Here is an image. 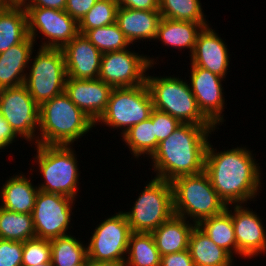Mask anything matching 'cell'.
Instances as JSON below:
<instances>
[{"label": "cell", "instance_id": "7402d4cb", "mask_svg": "<svg viewBox=\"0 0 266 266\" xmlns=\"http://www.w3.org/2000/svg\"><path fill=\"white\" fill-rule=\"evenodd\" d=\"M25 173L18 172L9 177L0 190V207L17 213L32 214L36 195L39 191Z\"/></svg>", "mask_w": 266, "mask_h": 266}, {"label": "cell", "instance_id": "484cf974", "mask_svg": "<svg viewBox=\"0 0 266 266\" xmlns=\"http://www.w3.org/2000/svg\"><path fill=\"white\" fill-rule=\"evenodd\" d=\"M28 36L27 13L23 6H6L0 11V53Z\"/></svg>", "mask_w": 266, "mask_h": 266}, {"label": "cell", "instance_id": "44dd1931", "mask_svg": "<svg viewBox=\"0 0 266 266\" xmlns=\"http://www.w3.org/2000/svg\"><path fill=\"white\" fill-rule=\"evenodd\" d=\"M35 42L28 35L21 43L0 53V89L23 85Z\"/></svg>", "mask_w": 266, "mask_h": 266}, {"label": "cell", "instance_id": "7bdbcfd3", "mask_svg": "<svg viewBox=\"0 0 266 266\" xmlns=\"http://www.w3.org/2000/svg\"><path fill=\"white\" fill-rule=\"evenodd\" d=\"M7 6H24L29 0H3Z\"/></svg>", "mask_w": 266, "mask_h": 266}, {"label": "cell", "instance_id": "2e32d148", "mask_svg": "<svg viewBox=\"0 0 266 266\" xmlns=\"http://www.w3.org/2000/svg\"><path fill=\"white\" fill-rule=\"evenodd\" d=\"M189 85L199 110L217 128L224 124L225 93L223 77L197 66H190ZM225 105V106H224Z\"/></svg>", "mask_w": 266, "mask_h": 266}, {"label": "cell", "instance_id": "5bb4252c", "mask_svg": "<svg viewBox=\"0 0 266 266\" xmlns=\"http://www.w3.org/2000/svg\"><path fill=\"white\" fill-rule=\"evenodd\" d=\"M75 201L61 194L39 190L32 211L36 237L52 240L69 235Z\"/></svg>", "mask_w": 266, "mask_h": 266}, {"label": "cell", "instance_id": "8d00e7d4", "mask_svg": "<svg viewBox=\"0 0 266 266\" xmlns=\"http://www.w3.org/2000/svg\"><path fill=\"white\" fill-rule=\"evenodd\" d=\"M23 242L0 239V266H22Z\"/></svg>", "mask_w": 266, "mask_h": 266}, {"label": "cell", "instance_id": "7c38bea8", "mask_svg": "<svg viewBox=\"0 0 266 266\" xmlns=\"http://www.w3.org/2000/svg\"><path fill=\"white\" fill-rule=\"evenodd\" d=\"M0 113L20 140L38 144L39 105L24 84L0 89Z\"/></svg>", "mask_w": 266, "mask_h": 266}, {"label": "cell", "instance_id": "277c9868", "mask_svg": "<svg viewBox=\"0 0 266 266\" xmlns=\"http://www.w3.org/2000/svg\"><path fill=\"white\" fill-rule=\"evenodd\" d=\"M72 147V148H71ZM36 148V149H35ZM34 162L44 182L39 190L57 193L76 200L79 184V163L73 146L36 144ZM41 173V174H40Z\"/></svg>", "mask_w": 266, "mask_h": 266}, {"label": "cell", "instance_id": "d590c367", "mask_svg": "<svg viewBox=\"0 0 266 266\" xmlns=\"http://www.w3.org/2000/svg\"><path fill=\"white\" fill-rule=\"evenodd\" d=\"M182 123L168 113L153 109V125L156 136V150L161 141L172 134Z\"/></svg>", "mask_w": 266, "mask_h": 266}, {"label": "cell", "instance_id": "bcb514c9", "mask_svg": "<svg viewBox=\"0 0 266 266\" xmlns=\"http://www.w3.org/2000/svg\"><path fill=\"white\" fill-rule=\"evenodd\" d=\"M7 5L4 3L3 0H0V11L3 10Z\"/></svg>", "mask_w": 266, "mask_h": 266}, {"label": "cell", "instance_id": "d6a6232c", "mask_svg": "<svg viewBox=\"0 0 266 266\" xmlns=\"http://www.w3.org/2000/svg\"><path fill=\"white\" fill-rule=\"evenodd\" d=\"M84 35L101 53L132 47L116 23L88 30Z\"/></svg>", "mask_w": 266, "mask_h": 266}, {"label": "cell", "instance_id": "3957f363", "mask_svg": "<svg viewBox=\"0 0 266 266\" xmlns=\"http://www.w3.org/2000/svg\"><path fill=\"white\" fill-rule=\"evenodd\" d=\"M95 128L65 92L39 106L38 144L73 146Z\"/></svg>", "mask_w": 266, "mask_h": 266}, {"label": "cell", "instance_id": "ee69618b", "mask_svg": "<svg viewBox=\"0 0 266 266\" xmlns=\"http://www.w3.org/2000/svg\"><path fill=\"white\" fill-rule=\"evenodd\" d=\"M87 266H124V265H117L113 263L93 262L89 260Z\"/></svg>", "mask_w": 266, "mask_h": 266}, {"label": "cell", "instance_id": "ac0fdd59", "mask_svg": "<svg viewBox=\"0 0 266 266\" xmlns=\"http://www.w3.org/2000/svg\"><path fill=\"white\" fill-rule=\"evenodd\" d=\"M113 87L97 79H66L64 92L94 123L104 113Z\"/></svg>", "mask_w": 266, "mask_h": 266}, {"label": "cell", "instance_id": "74e56055", "mask_svg": "<svg viewBox=\"0 0 266 266\" xmlns=\"http://www.w3.org/2000/svg\"><path fill=\"white\" fill-rule=\"evenodd\" d=\"M98 0H67L65 11L78 23Z\"/></svg>", "mask_w": 266, "mask_h": 266}, {"label": "cell", "instance_id": "83f0119b", "mask_svg": "<svg viewBox=\"0 0 266 266\" xmlns=\"http://www.w3.org/2000/svg\"><path fill=\"white\" fill-rule=\"evenodd\" d=\"M122 141L129 148L134 160H139L140 156L149 158L156 151V136L153 125V110L150 117L132 126L122 136Z\"/></svg>", "mask_w": 266, "mask_h": 266}, {"label": "cell", "instance_id": "d4e9b609", "mask_svg": "<svg viewBox=\"0 0 266 266\" xmlns=\"http://www.w3.org/2000/svg\"><path fill=\"white\" fill-rule=\"evenodd\" d=\"M188 249L195 266H234V258L217 246L197 225L191 231Z\"/></svg>", "mask_w": 266, "mask_h": 266}, {"label": "cell", "instance_id": "4316f807", "mask_svg": "<svg viewBox=\"0 0 266 266\" xmlns=\"http://www.w3.org/2000/svg\"><path fill=\"white\" fill-rule=\"evenodd\" d=\"M217 246L236 257V237L231 214L223 213L206 218L197 225ZM235 255V257H234Z\"/></svg>", "mask_w": 266, "mask_h": 266}, {"label": "cell", "instance_id": "8992f818", "mask_svg": "<svg viewBox=\"0 0 266 266\" xmlns=\"http://www.w3.org/2000/svg\"><path fill=\"white\" fill-rule=\"evenodd\" d=\"M145 83L152 97L154 109L168 113L181 123L213 125L199 110L186 77L183 80L174 74L149 76L147 71Z\"/></svg>", "mask_w": 266, "mask_h": 266}, {"label": "cell", "instance_id": "7a4b0ae2", "mask_svg": "<svg viewBox=\"0 0 266 266\" xmlns=\"http://www.w3.org/2000/svg\"><path fill=\"white\" fill-rule=\"evenodd\" d=\"M216 129L219 127L182 123L149 158L154 177L171 182L179 176L203 172L206 148Z\"/></svg>", "mask_w": 266, "mask_h": 266}, {"label": "cell", "instance_id": "9a60e30c", "mask_svg": "<svg viewBox=\"0 0 266 266\" xmlns=\"http://www.w3.org/2000/svg\"><path fill=\"white\" fill-rule=\"evenodd\" d=\"M226 210L234 225L237 257L247 260L266 254V227L256 211L247 204L228 205Z\"/></svg>", "mask_w": 266, "mask_h": 266}, {"label": "cell", "instance_id": "f6af8a7d", "mask_svg": "<svg viewBox=\"0 0 266 266\" xmlns=\"http://www.w3.org/2000/svg\"><path fill=\"white\" fill-rule=\"evenodd\" d=\"M22 266H25V265H22ZM32 266H53V263H52V261H50V262H47L44 264H38V265H32Z\"/></svg>", "mask_w": 266, "mask_h": 266}, {"label": "cell", "instance_id": "e575fe53", "mask_svg": "<svg viewBox=\"0 0 266 266\" xmlns=\"http://www.w3.org/2000/svg\"><path fill=\"white\" fill-rule=\"evenodd\" d=\"M51 261L50 240L34 237L23 242L22 265L32 266Z\"/></svg>", "mask_w": 266, "mask_h": 266}, {"label": "cell", "instance_id": "836d02e7", "mask_svg": "<svg viewBox=\"0 0 266 266\" xmlns=\"http://www.w3.org/2000/svg\"><path fill=\"white\" fill-rule=\"evenodd\" d=\"M117 10L116 0H98L79 22V33L116 23Z\"/></svg>", "mask_w": 266, "mask_h": 266}, {"label": "cell", "instance_id": "5b68a950", "mask_svg": "<svg viewBox=\"0 0 266 266\" xmlns=\"http://www.w3.org/2000/svg\"><path fill=\"white\" fill-rule=\"evenodd\" d=\"M174 214L195 225L223 213L227 205L212 186L208 174L183 175L171 181Z\"/></svg>", "mask_w": 266, "mask_h": 266}, {"label": "cell", "instance_id": "ab89813d", "mask_svg": "<svg viewBox=\"0 0 266 266\" xmlns=\"http://www.w3.org/2000/svg\"><path fill=\"white\" fill-rule=\"evenodd\" d=\"M20 138L12 129V127L6 122L0 113V150L8 149L10 145Z\"/></svg>", "mask_w": 266, "mask_h": 266}, {"label": "cell", "instance_id": "f1b7e54d", "mask_svg": "<svg viewBox=\"0 0 266 266\" xmlns=\"http://www.w3.org/2000/svg\"><path fill=\"white\" fill-rule=\"evenodd\" d=\"M161 255L151 233L132 232L124 266H160Z\"/></svg>", "mask_w": 266, "mask_h": 266}, {"label": "cell", "instance_id": "f35d334b", "mask_svg": "<svg viewBox=\"0 0 266 266\" xmlns=\"http://www.w3.org/2000/svg\"><path fill=\"white\" fill-rule=\"evenodd\" d=\"M160 266H195L189 249L161 256Z\"/></svg>", "mask_w": 266, "mask_h": 266}, {"label": "cell", "instance_id": "8fae6325", "mask_svg": "<svg viewBox=\"0 0 266 266\" xmlns=\"http://www.w3.org/2000/svg\"><path fill=\"white\" fill-rule=\"evenodd\" d=\"M24 9L27 13L28 35L31 39L36 43L37 39L44 35L38 47L62 49L79 33V23L65 10L43 7H24Z\"/></svg>", "mask_w": 266, "mask_h": 266}, {"label": "cell", "instance_id": "1f68e13d", "mask_svg": "<svg viewBox=\"0 0 266 266\" xmlns=\"http://www.w3.org/2000/svg\"><path fill=\"white\" fill-rule=\"evenodd\" d=\"M201 0H159L162 18L196 23L207 22Z\"/></svg>", "mask_w": 266, "mask_h": 266}, {"label": "cell", "instance_id": "30bf717a", "mask_svg": "<svg viewBox=\"0 0 266 266\" xmlns=\"http://www.w3.org/2000/svg\"><path fill=\"white\" fill-rule=\"evenodd\" d=\"M100 221L86 244L88 259L93 262L124 265L132 233L125 214L119 211Z\"/></svg>", "mask_w": 266, "mask_h": 266}, {"label": "cell", "instance_id": "cb8c5ba5", "mask_svg": "<svg viewBox=\"0 0 266 266\" xmlns=\"http://www.w3.org/2000/svg\"><path fill=\"white\" fill-rule=\"evenodd\" d=\"M195 224L184 217L173 215L151 234L161 256L188 249L189 237Z\"/></svg>", "mask_w": 266, "mask_h": 266}, {"label": "cell", "instance_id": "9c48e42d", "mask_svg": "<svg viewBox=\"0 0 266 266\" xmlns=\"http://www.w3.org/2000/svg\"><path fill=\"white\" fill-rule=\"evenodd\" d=\"M34 51L36 50L32 51L24 85L40 106L64 92L67 72L62 49L39 47L35 56Z\"/></svg>", "mask_w": 266, "mask_h": 266}, {"label": "cell", "instance_id": "603a6c76", "mask_svg": "<svg viewBox=\"0 0 266 266\" xmlns=\"http://www.w3.org/2000/svg\"><path fill=\"white\" fill-rule=\"evenodd\" d=\"M209 24L161 18L155 42L161 41L166 48L172 47L177 50L187 48L190 50V57L195 49L198 34Z\"/></svg>", "mask_w": 266, "mask_h": 266}, {"label": "cell", "instance_id": "f546056e", "mask_svg": "<svg viewBox=\"0 0 266 266\" xmlns=\"http://www.w3.org/2000/svg\"><path fill=\"white\" fill-rule=\"evenodd\" d=\"M69 234L50 240L53 266L88 264L87 245Z\"/></svg>", "mask_w": 266, "mask_h": 266}, {"label": "cell", "instance_id": "52a82bcc", "mask_svg": "<svg viewBox=\"0 0 266 266\" xmlns=\"http://www.w3.org/2000/svg\"><path fill=\"white\" fill-rule=\"evenodd\" d=\"M145 184L132 208L122 211L136 233H152L174 215L171 182L153 177Z\"/></svg>", "mask_w": 266, "mask_h": 266}, {"label": "cell", "instance_id": "d6986e66", "mask_svg": "<svg viewBox=\"0 0 266 266\" xmlns=\"http://www.w3.org/2000/svg\"><path fill=\"white\" fill-rule=\"evenodd\" d=\"M68 78L97 79L102 53L82 33L62 48Z\"/></svg>", "mask_w": 266, "mask_h": 266}, {"label": "cell", "instance_id": "b9f144b4", "mask_svg": "<svg viewBox=\"0 0 266 266\" xmlns=\"http://www.w3.org/2000/svg\"><path fill=\"white\" fill-rule=\"evenodd\" d=\"M67 0H29L23 7H43L65 10Z\"/></svg>", "mask_w": 266, "mask_h": 266}, {"label": "cell", "instance_id": "4fadbf2b", "mask_svg": "<svg viewBox=\"0 0 266 266\" xmlns=\"http://www.w3.org/2000/svg\"><path fill=\"white\" fill-rule=\"evenodd\" d=\"M157 58L134 52L131 47L102 53L98 78L113 88L142 85L147 71L157 64Z\"/></svg>", "mask_w": 266, "mask_h": 266}, {"label": "cell", "instance_id": "6da1fadb", "mask_svg": "<svg viewBox=\"0 0 266 266\" xmlns=\"http://www.w3.org/2000/svg\"><path fill=\"white\" fill-rule=\"evenodd\" d=\"M210 142L205 152L204 171L219 197L227 206L257 201L263 174L254 157L256 154L242 145L219 152Z\"/></svg>", "mask_w": 266, "mask_h": 266}, {"label": "cell", "instance_id": "7dc6e473", "mask_svg": "<svg viewBox=\"0 0 266 266\" xmlns=\"http://www.w3.org/2000/svg\"><path fill=\"white\" fill-rule=\"evenodd\" d=\"M71 266H87V264H75V265H71Z\"/></svg>", "mask_w": 266, "mask_h": 266}, {"label": "cell", "instance_id": "ba28073f", "mask_svg": "<svg viewBox=\"0 0 266 266\" xmlns=\"http://www.w3.org/2000/svg\"><path fill=\"white\" fill-rule=\"evenodd\" d=\"M153 107L146 83L132 87H114L104 113L95 122L125 134L132 126L147 120Z\"/></svg>", "mask_w": 266, "mask_h": 266}, {"label": "cell", "instance_id": "4dcf8cb0", "mask_svg": "<svg viewBox=\"0 0 266 266\" xmlns=\"http://www.w3.org/2000/svg\"><path fill=\"white\" fill-rule=\"evenodd\" d=\"M36 237L32 214L0 207V239L24 242Z\"/></svg>", "mask_w": 266, "mask_h": 266}, {"label": "cell", "instance_id": "60d3db41", "mask_svg": "<svg viewBox=\"0 0 266 266\" xmlns=\"http://www.w3.org/2000/svg\"><path fill=\"white\" fill-rule=\"evenodd\" d=\"M118 7L134 10H159V0H116Z\"/></svg>", "mask_w": 266, "mask_h": 266}, {"label": "cell", "instance_id": "e0dca14e", "mask_svg": "<svg viewBox=\"0 0 266 266\" xmlns=\"http://www.w3.org/2000/svg\"><path fill=\"white\" fill-rule=\"evenodd\" d=\"M211 24L198 34L195 49L190 56V65L209 70L226 78L230 64V53L224 38H221Z\"/></svg>", "mask_w": 266, "mask_h": 266}, {"label": "cell", "instance_id": "ffe728a7", "mask_svg": "<svg viewBox=\"0 0 266 266\" xmlns=\"http://www.w3.org/2000/svg\"><path fill=\"white\" fill-rule=\"evenodd\" d=\"M162 16L159 10H134L118 7L116 24L131 45L147 40L155 41ZM138 40V41H137ZM134 42V43H133Z\"/></svg>", "mask_w": 266, "mask_h": 266}]
</instances>
